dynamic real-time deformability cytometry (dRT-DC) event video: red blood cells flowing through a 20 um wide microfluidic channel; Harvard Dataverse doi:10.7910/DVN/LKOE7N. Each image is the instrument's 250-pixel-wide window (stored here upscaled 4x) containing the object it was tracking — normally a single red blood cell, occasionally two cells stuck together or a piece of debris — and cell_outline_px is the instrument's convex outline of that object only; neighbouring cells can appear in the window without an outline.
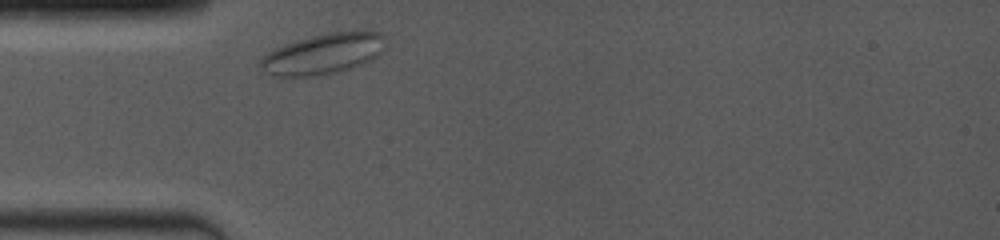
{"species": "common noctule bat (a hibernating species)", "species_latin": "Nyctalus noctula", "temperature_condition": "room temperature", "stored_images_in_passage": 23, "camera_frame_rate_fps": 4000, "um_per_image_px": 0.085, "animal": {"sex": "female", "body_mass_g": 19.0, "forearm_length_mm": 53.3}, "frame": {"image": 1, "passage_image": 1, "time_ms": 0.0, "image_size_px": [1000, 240], "cell_outline_px": [[384, 36], [380, 52], [376, 56], [360, 64], [348, 68], [332, 72], [308, 76], [272, 76], [264, 72], [260, 68], [260, 60], [268, 52], [284, 44], [312, 36], [328, 32], [364, 28], [368, 28], [380, 32]], "centroid_in_image_um": [27.47, 4.52], "position_along_channel_um": 57.5, "area_um2": 29.48}}
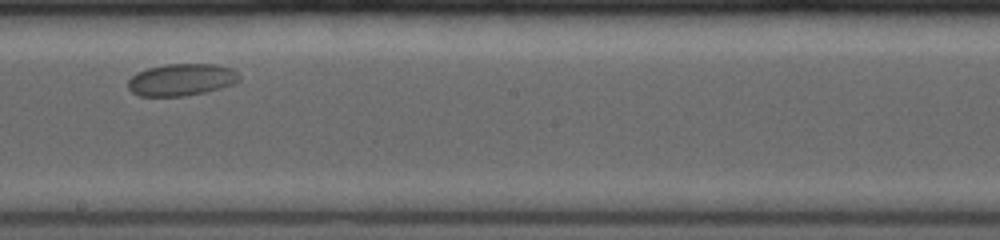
{"frame": {"image": 2, "passage_image": 12, "time_ms": 5.0, "image_size_px": [1000, 240], "cell_outline_px": [[240, 80], [232, 84], [220, 88], [204, 92], [184, 96], [136, 96], [128, 88], [128, 80], [136, 72], [148, 68], [168, 64], [216, 64], [232, 68], [240, 76]], "centroid_in_image_um": [15.4, 6.77], "position_along_channel_um": 232.8, "area_um2": 20.81}}
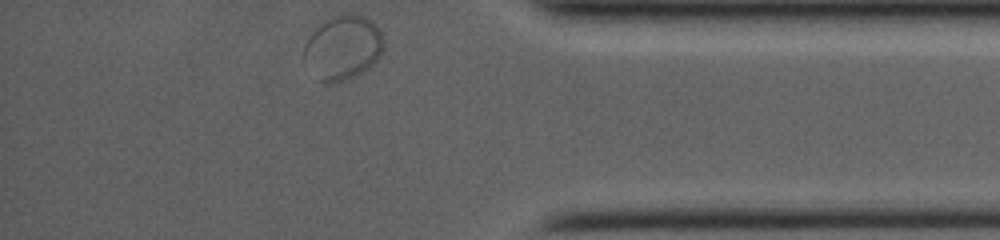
{"frame": {"image": 3, "passage_image": 23, "time_ms": 10.0, "image_size_px": [1000, 240], "cell_outline_px": [[384, 44], [380, 56], [368, 68], [344, 80], [328, 84], [320, 80], [304, 56], [304, 44], [312, 32], [320, 24], [340, 12], [356, 12], [372, 20], [376, 24], [380, 32]], "centroid_in_image_um": [29.18, 3.97], "position_along_channel_um": 406.0, "area_um2": 29.54}}